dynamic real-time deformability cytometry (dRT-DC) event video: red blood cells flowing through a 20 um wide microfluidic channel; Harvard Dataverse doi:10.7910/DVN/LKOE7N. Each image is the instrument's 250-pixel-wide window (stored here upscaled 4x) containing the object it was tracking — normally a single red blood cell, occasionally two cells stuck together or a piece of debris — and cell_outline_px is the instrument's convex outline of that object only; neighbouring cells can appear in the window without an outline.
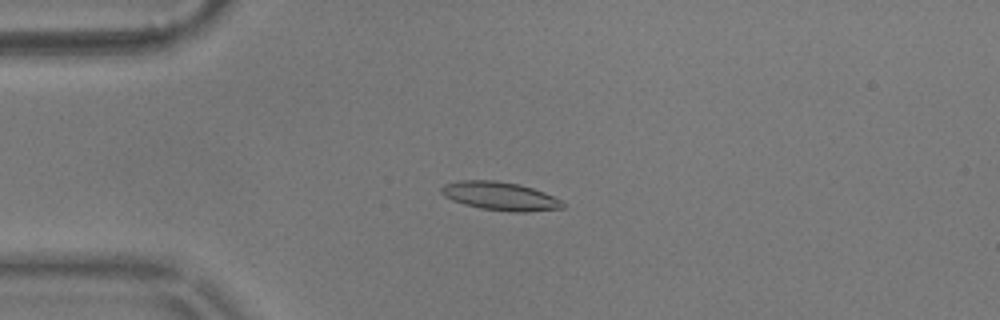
{"species": "common noctule bat (a hibernating species)", "species_latin": "Nyctalus noctula", "temperature_condition": "warm", "stored_images_in_passage": 47, "camera_frame_rate_fps": 3000, "um_per_image_px": 0.085, "animal": {"sex": "male", "body_mass_g": 17.9}, "frame": {"image": 1, "passage_image": 5, "time_ms": 1.333, "image_size_px": [1000, 320], "cell_outline_px": [[564, 208], [528, 212], [512, 212], [480, 208], [464, 204], [452, 200], [444, 196], [440, 192], [440, 188], [444, 184], [460, 180], [496, 180], [520, 184], [544, 192], [560, 200], [564, 204]], "centroid_in_image_um": [42.49, 16.66], "position_along_channel_um": 42.5, "area_um2": 20.17}}
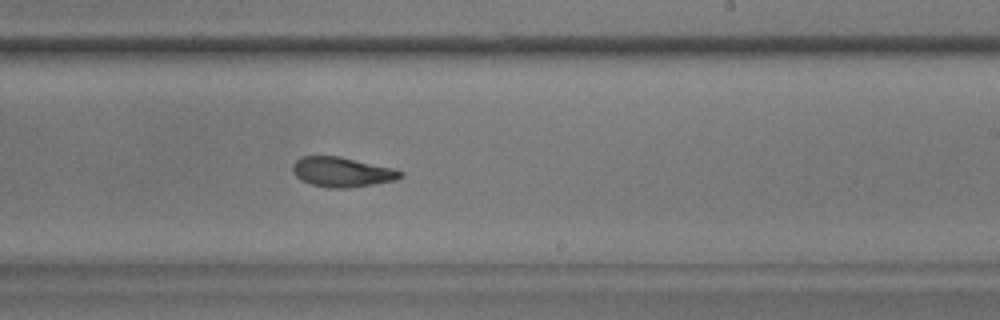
{"frame": {"image": 2, "passage_image": 25, "time_ms": 8.0, "image_size_px": [1000, 320], "cell_outline_px": [[404, 176], [396, 180], [372, 184], [344, 188], [328, 188], [312, 184], [300, 180], [296, 176], [292, 168], [292, 164], [300, 156], [340, 156], [396, 168], [404, 172]], "centroid_in_image_um": [29.1, 14.61], "position_along_channel_um": 259.9, "area_um2": 18.9}}
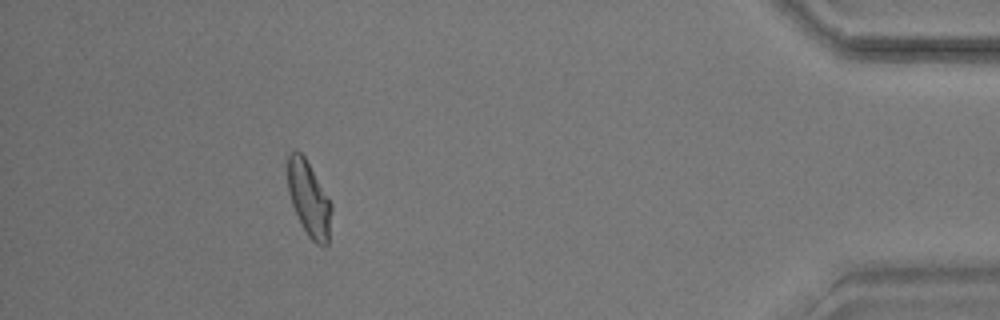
{"frame": {"image": 3, "passage_image": 42, "time_ms": 13.667, "image_size_px": [1000, 320], "cell_outline_px": [[332, 208], [328, 244], [324, 248], [316, 244], [308, 236], [292, 204], [288, 192], [288, 156], [292, 152], [300, 152], [304, 156], [332, 204]], "centroid_in_image_um": [26.28, 16.96], "position_along_channel_um": 408.9, "area_um2": 18.79}, "authors_computed_cell_mechanics": {"area_um2": 19.1318, "velocity_mm_per_s": 3.5923, "shape_relaxation_time_tau1_ms": 4.6598, "shape_relaxation_time_tau2_ms": 2.9587, "deformation_change_tau1": 0.1641, "deformation_change_tau2": 0.0812}}